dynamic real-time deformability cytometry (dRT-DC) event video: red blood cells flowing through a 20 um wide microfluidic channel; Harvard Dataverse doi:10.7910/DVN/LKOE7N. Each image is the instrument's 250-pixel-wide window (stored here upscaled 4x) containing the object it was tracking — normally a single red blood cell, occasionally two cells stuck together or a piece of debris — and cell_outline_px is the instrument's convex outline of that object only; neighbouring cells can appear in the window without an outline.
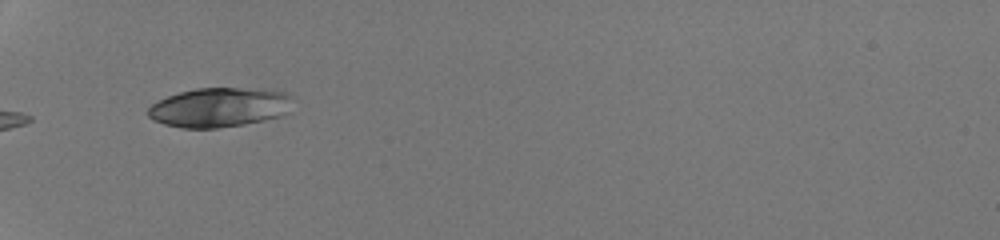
{"species": "human", "species_latin": "Homo sapiens", "temperature_condition": "room temperature", "stored_images_in_passage": 32, "camera_frame_rate_fps": 3000, "um_per_image_px": 0.085, "donor": {"sex": "male"}, "frame": {"image": 1, "passage_image": 1, "time_ms": 0.0, "image_size_px": [1000, 240], "cell_outline_px": [[288, 96], [284, 112], [280, 116], [244, 124], [216, 128], [180, 128], [164, 124], [148, 116], [148, 108], [152, 104], [168, 96], [180, 92], [196, 88], [236, 88], [284, 92]], "centroid_in_image_um": [18.51, 9.14], "position_along_channel_um": 66.5, "area_um2": 32.19}}
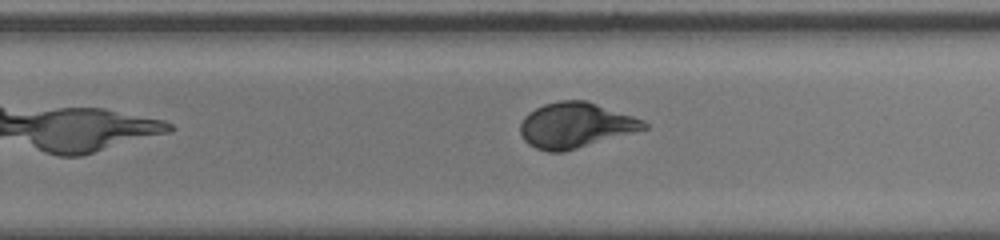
{"frame": {"image": 2, "passage_image": 17, "time_ms": 5.333, "image_size_px": [1000, 240], "cell_outline_px": [[648, 128], [564, 152], [548, 152], [536, 148], [528, 144], [524, 140], [520, 132], [520, 124], [524, 116], [528, 112], [544, 104], [560, 100], [584, 100], [644, 120], [648, 124]], "centroid_in_image_um": [48.88, 10.65], "position_along_channel_um": 280.9, "area_um2": 32.43}}
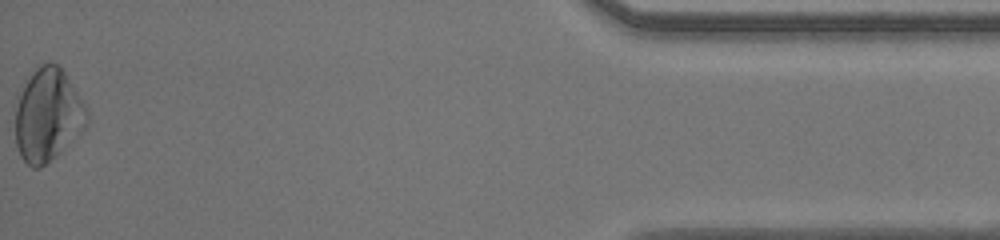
{"frame": {"image": 3, "passage_image": 32, "time_ms": 10.333, "image_size_px": [1000, 240], "cell_outline_px": [[88, 120], [40, 168], [32, 168], [20, 156], [16, 144], [16, 108], [20, 96], [36, 64], [52, 60], [64, 72], [84, 104], [88, 112]], "centroid_in_image_um": [4.01, 9.71], "position_along_channel_um": 431.2, "area_um2": 37.11}, "authors_computed_cell_mechanics": {"area_um2": 32.1368, "velocity_mm_per_s": 4.2901, "shape_relaxation_time_tau1_ms": 3.2383, "shape_relaxation_time_tau2_ms": null, "deformation_change_tau1": 0.1748, "deformation_change_tau2": null}}